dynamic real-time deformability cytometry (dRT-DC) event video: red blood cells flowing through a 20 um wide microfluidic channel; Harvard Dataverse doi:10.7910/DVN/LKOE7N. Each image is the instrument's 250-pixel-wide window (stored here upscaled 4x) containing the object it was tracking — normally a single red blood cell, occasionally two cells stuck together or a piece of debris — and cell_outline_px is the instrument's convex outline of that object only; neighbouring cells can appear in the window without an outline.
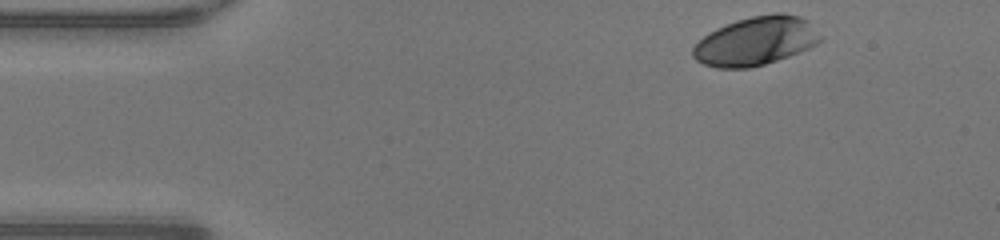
{"species": "human", "species_latin": "Homo sapiens", "temperature_condition": "warm", "stored_images_in_passage": 43, "camera_frame_rate_fps": 3000, "um_per_image_px": 0.085, "donor": {"sex": "male"}, "frame": {"image": 1, "passage_image": 1, "time_ms": 0.0, "image_size_px": [1000, 240], "cell_outline_px": [[824, 36], [816, 44], [808, 48], [788, 56], [764, 64], [748, 68], [716, 68], [704, 64], [696, 60], [692, 56], [692, 48], [708, 32], [716, 28], [736, 20], [752, 16], [776, 12], [780, 12], [800, 16], [808, 20]], "centroid_in_image_um": [64.25, 3.47], "position_along_channel_um": 20.7, "area_um2": 36.24}}
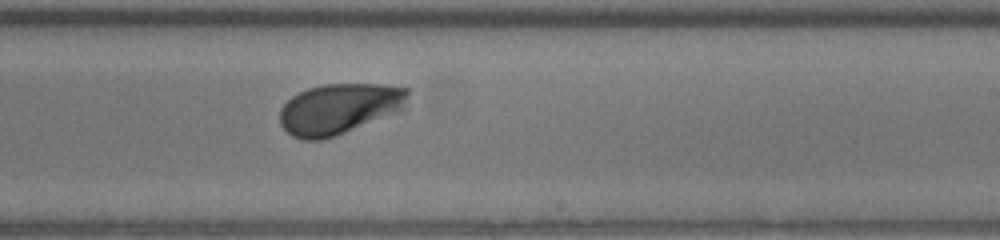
{"frame": {"image": 2, "passage_image": 24, "time_ms": 7.667, "image_size_px": [1000, 240], "cell_outline_px": [[408, 108], [404, 112], [336, 136], [320, 140], [304, 140], [292, 136], [280, 124], [280, 108], [292, 96], [308, 88], [324, 84], [380, 84], [408, 88]], "centroid_in_image_um": [28.92, 9.26], "position_along_channel_um": 260.1, "area_um2": 38.67}}
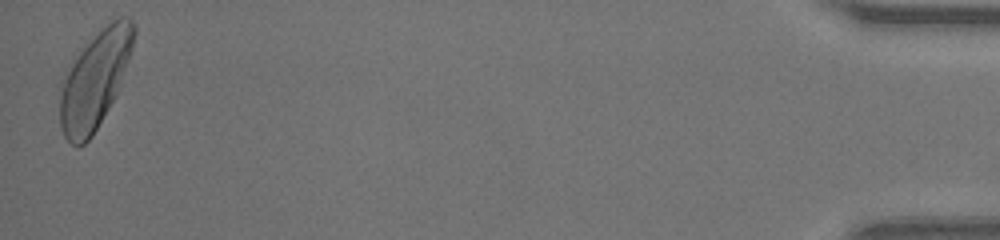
{"frame": {"image": 3, "passage_image": 43, "time_ms": 14.0, "image_size_px": [1000, 240], "cell_outline_px": [[136, 32], [132, 48], [116, 96], [92, 136], [84, 144], [72, 144], [64, 136], [60, 124], [60, 80], [72, 56], [112, 20], [120, 16], [128, 16], [132, 20], [136, 28]], "centroid_in_image_um": [8.04, 6.75], "position_along_channel_um": 427.2, "area_um2": 41.96}, "authors_computed_cell_mechanics": {"area_um2": 37.2232, "velocity_mm_per_s": 4.2486, "shape_relaxation_time_tau1_ms": 1.9781, "shape_relaxation_time_tau2_ms": null, "deformation_change_tau1": 0.1563, "deformation_change_tau2": null}}